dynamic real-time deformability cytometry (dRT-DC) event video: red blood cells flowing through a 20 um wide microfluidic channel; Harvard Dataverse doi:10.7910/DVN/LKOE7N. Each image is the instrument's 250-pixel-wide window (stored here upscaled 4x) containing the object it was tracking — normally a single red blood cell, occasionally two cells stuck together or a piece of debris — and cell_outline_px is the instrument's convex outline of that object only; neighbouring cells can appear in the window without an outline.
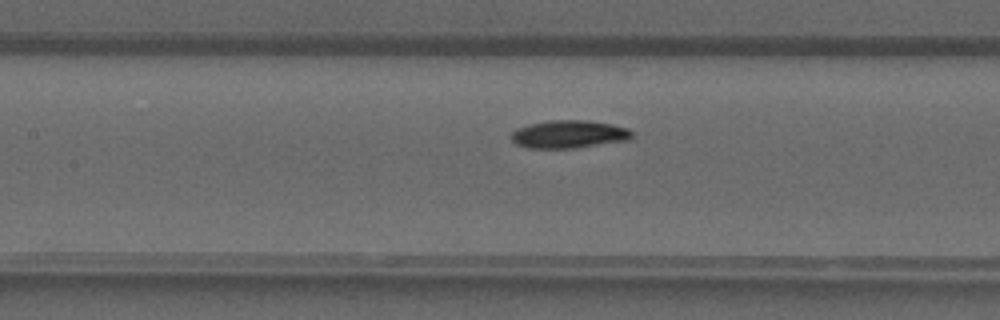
{"species": "common noctule bat (a hibernating species)", "species_latin": "Nyctalus noctula", "temperature_condition": "warm", "stored_images_in_passage": 39, "camera_frame_rate_fps": 3000, "um_per_image_px": 0.085, "animal": {"sex": "male", "forearm_length_mm": 52.5}, "frame": {"image": 1, "passage_image": 17, "time_ms": 5.333, "image_size_px": [1000, 320], "cell_outline_px": [[636, 136], [632, 140], [576, 148], [528, 148], [516, 144], [512, 140], [512, 132], [520, 128], [532, 124], [552, 120], [588, 120], [612, 124], [628, 128]], "centroid_in_image_um": [48.46, 11.42], "position_along_channel_um": 158.9, "area_um2": 19.71}}
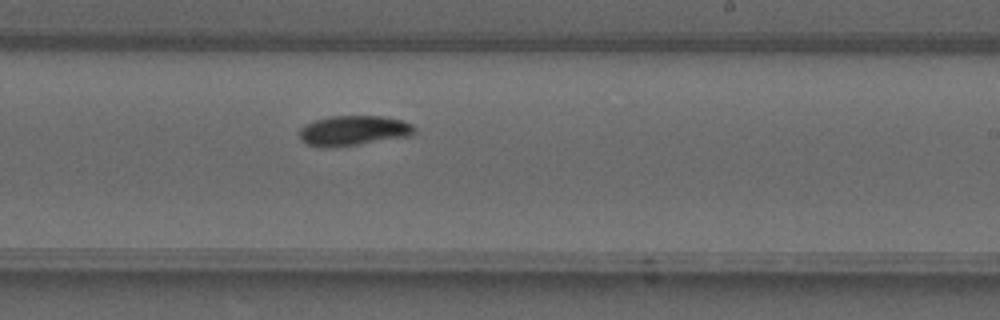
{"frame": {"image": 2, "passage_image": 23, "time_ms": 7.333, "image_size_px": [1000, 320], "cell_outline_px": [[416, 132], [412, 136], [356, 144], [324, 148], [308, 144], [300, 140], [300, 128], [304, 124], [316, 120], [332, 116], [380, 116], [400, 120], [412, 124], [416, 128]], "centroid_in_image_um": [30.05, 11.1], "position_along_channel_um": 258.9, "area_um2": 20.0}}
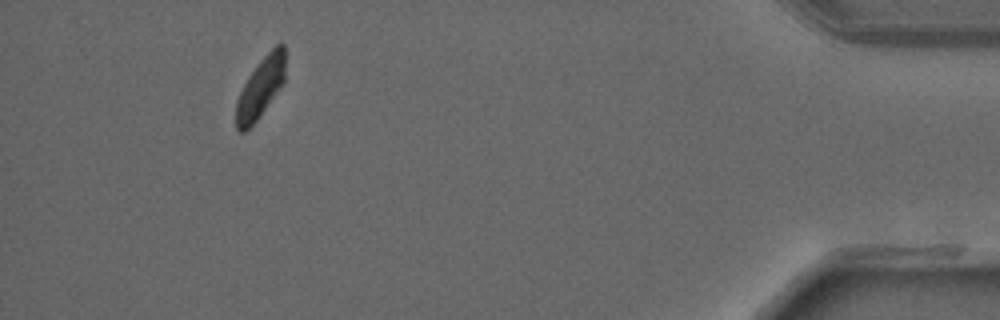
{"frame": {"image": 3, "passage_image": 36, "time_ms": 11.667, "image_size_px": [1000, 320], "cell_outline_px": [[284, 84], [256, 120], [244, 132], [240, 132], [236, 128], [236, 100], [248, 76], [260, 60], [280, 40], [284, 44]], "centroid_in_image_um": [22.15, 7.43], "position_along_channel_um": 413.1, "area_um2": 17.17}}